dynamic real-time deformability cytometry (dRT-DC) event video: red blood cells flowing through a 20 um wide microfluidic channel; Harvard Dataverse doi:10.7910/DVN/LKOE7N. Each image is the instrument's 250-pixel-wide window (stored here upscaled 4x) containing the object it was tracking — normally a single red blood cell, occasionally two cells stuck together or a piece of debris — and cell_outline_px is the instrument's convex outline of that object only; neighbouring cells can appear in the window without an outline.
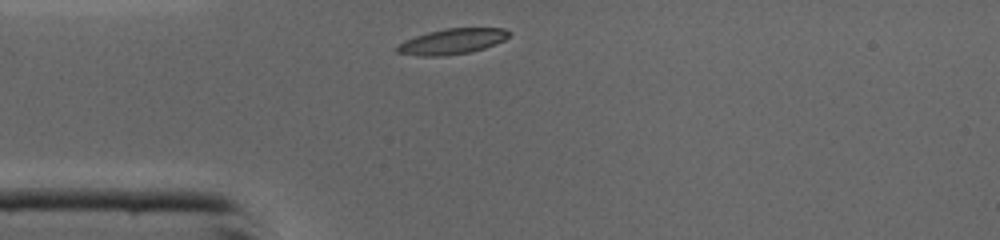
{"species": "common noctule bat (a hibernating species)", "species_latin": "Nyctalus noctula", "temperature_condition": "cold", "stored_images_in_passage": 25, "camera_frame_rate_fps": 3000, "um_per_image_px": 0.085, "animal": {"sex": "male", "body_mass_g": 19.0, "forearm_length_mm": 50.8}, "frame": {"image": 1, "passage_image": 1, "time_ms": 0.0, "image_size_px": [1000, 240], "cell_outline_px": [[512, 32], [504, 40], [496, 44], [484, 48], [468, 52], [440, 56], [420, 56], [396, 52], [396, 48], [404, 40], [428, 32], [448, 28], [504, 28]], "centroid_in_image_um": [38.45, 3.51], "position_along_channel_um": 46.6, "area_um2": 16.47}}
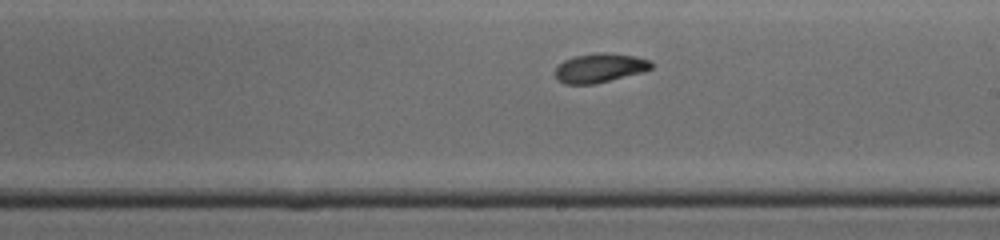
{"frame": {"image": 2, "passage_image": 15, "time_ms": 4.667, "image_size_px": [1000, 240], "cell_outline_px": [[652, 68], [644, 72], [592, 84], [564, 84], [556, 76], [556, 68], [564, 60], [572, 56], [600, 52], [604, 52], [636, 56], [648, 60], [652, 64]], "centroid_in_image_um": [50.99, 5.76], "position_along_channel_um": 238.0, "area_um2": 16.18}}
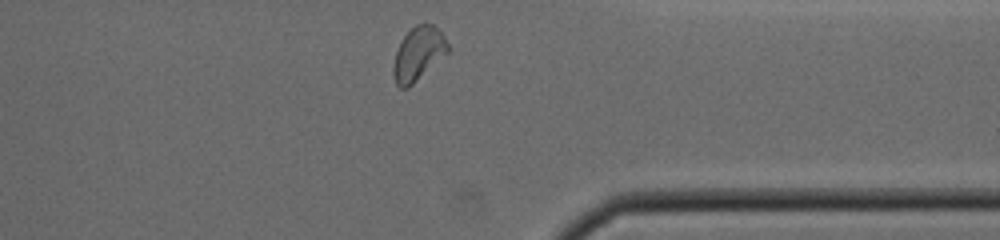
{"frame": {"image": 3, "passage_image": 25, "time_ms": 8.0, "image_size_px": [1000, 240], "cell_outline_px": [[448, 52], [408, 88], [400, 88], [396, 84], [392, 72], [392, 68], [396, 52], [404, 36], [416, 24], [432, 24], [444, 36], [448, 44]], "centroid_in_image_um": [35.53, 4.59], "position_along_channel_um": 375.9, "area_um2": 16.65}, "authors_computed_cell_mechanics": {"area_um2": 16.2418, "velocity_mm_per_s": 4.3501, "shape_relaxation_time_tau1_ms": 2.228, "shape_relaxation_time_tau2_ms": null, "deformation_change_tau1": 0.1259, "deformation_change_tau2": null}}